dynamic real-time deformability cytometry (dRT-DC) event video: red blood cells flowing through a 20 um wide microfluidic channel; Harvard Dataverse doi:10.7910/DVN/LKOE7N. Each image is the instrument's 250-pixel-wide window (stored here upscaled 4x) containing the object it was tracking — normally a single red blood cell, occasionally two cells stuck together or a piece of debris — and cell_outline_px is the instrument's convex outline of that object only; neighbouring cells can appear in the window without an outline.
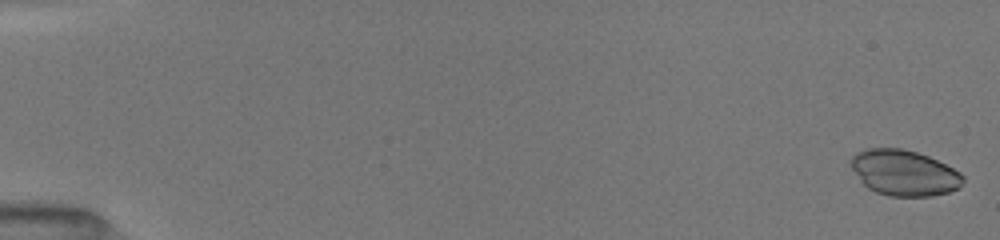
{"species": "common noctule bat (a hibernating species)", "species_latin": "Nyctalus noctula", "temperature_condition": "room temperature", "stored_images_in_passage": 52, "camera_frame_rate_fps": 3000, "um_per_image_px": 0.085, "animal": {"sex": "female", "body_mass_g": 19.5, "forearm_length_mm": 54.1}, "frame": {"image": 1, "passage_image": 1, "time_ms": 0.0, "image_size_px": [1000, 240], "cell_outline_px": [[964, 180], [960, 188], [948, 192], [932, 196], [888, 196], [876, 192], [868, 188], [860, 180], [852, 168], [848, 160], [856, 152], [868, 148], [900, 148], [916, 152], [928, 156], [960, 172], [964, 176]], "centroid_in_image_um": [76.84, 14.69], "position_along_channel_um": 8.2, "area_um2": 29.88}}
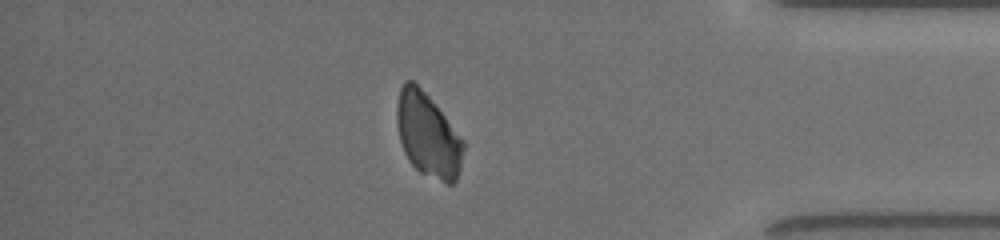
{"frame": {"image": 2, "passage_image": 45, "time_ms": 14.667, "image_size_px": [1000, 240], "cell_outline_px": [[464, 148], [460, 168], [456, 180], [452, 184], [448, 184], [420, 172], [408, 160], [404, 152], [400, 140], [396, 120], [396, 108], [400, 88], [404, 80], [412, 80], [436, 104], [464, 140]], "centroid_in_image_um": [36.37, 11.47], "position_along_channel_um": 398.8, "area_um2": 32.54}}
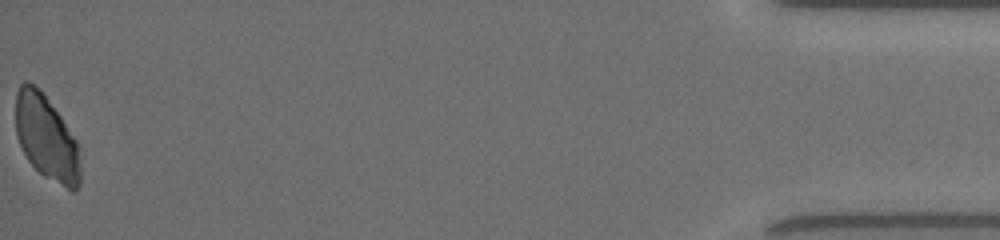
{"frame": {"image": 3, "passage_image": 52, "time_ms": 17.0, "image_size_px": [1000, 240], "cell_outline_px": [[80, 184], [76, 192], [72, 192], [44, 176], [28, 160], [16, 136], [16, 92], [20, 84], [24, 80], [28, 80], [44, 92], [76, 140], [80, 168]], "centroid_in_image_um": [3.94, 11.69], "position_along_channel_um": 431.3, "area_um2": 32.02}}